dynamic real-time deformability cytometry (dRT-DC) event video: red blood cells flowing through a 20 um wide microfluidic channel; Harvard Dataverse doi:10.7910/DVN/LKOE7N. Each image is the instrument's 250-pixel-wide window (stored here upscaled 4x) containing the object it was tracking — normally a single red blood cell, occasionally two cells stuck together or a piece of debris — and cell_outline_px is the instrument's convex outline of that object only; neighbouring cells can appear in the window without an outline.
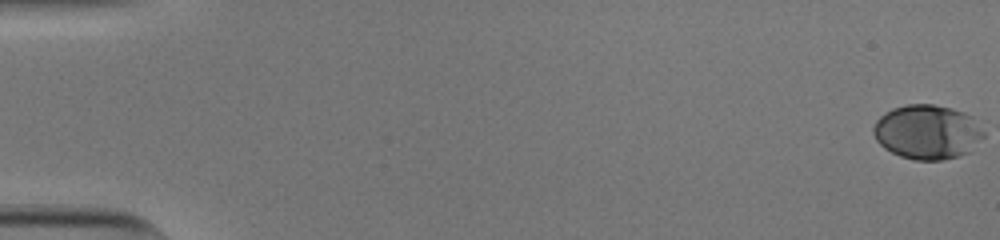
{"species": "human", "species_latin": "Homo sapiens", "temperature_condition": "cold", "stored_images_in_passage": 55, "camera_frame_rate_fps": 3000, "um_per_image_px": 0.085, "donor": {"sex": "male"}, "frame": {"image": 1, "passage_image": 1, "time_ms": 0.0, "image_size_px": [1000, 240], "cell_outline_px": [[984, 136], [972, 152], [960, 156], [944, 160], [916, 160], [900, 156], [884, 148], [876, 140], [872, 132], [872, 128], [876, 120], [884, 112], [892, 108], [908, 104], [932, 104], [952, 108], [964, 112], [972, 116], [984, 132]], "centroid_in_image_um": [78.83, 11.22], "position_along_channel_um": 6.2, "area_um2": 35.43}}
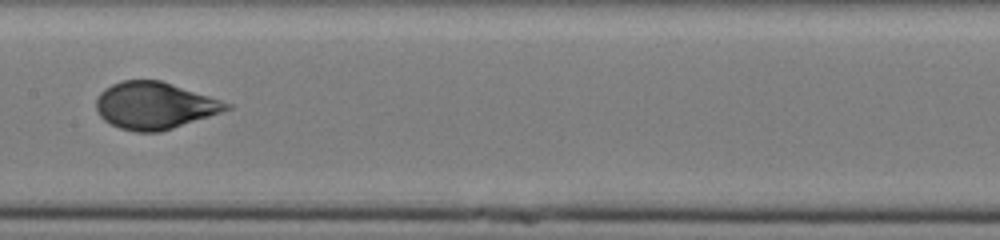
{"frame": {"image": 2, "passage_image": 30, "time_ms": 9.667, "image_size_px": [1000, 240], "cell_outline_px": [[232, 108], [160, 132], [136, 132], [120, 128], [104, 120], [100, 116], [96, 108], [96, 100], [100, 92], [104, 88], [120, 80], [160, 80], [232, 104]], "centroid_in_image_um": [13.09, 8.97], "position_along_channel_um": 194.3, "area_um2": 35.26}}
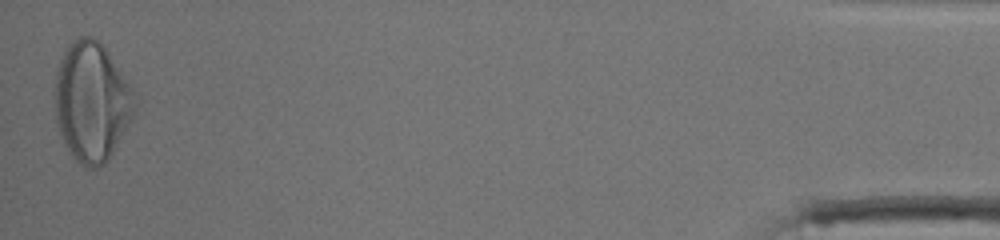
{"frame": {"image": 3, "passage_image": 55, "time_ms": 18.0, "image_size_px": [1000, 240], "cell_outline_px": [[136, 92], [132, 120], [108, 160], [104, 164], [96, 168], [88, 168], [80, 164], [72, 156], [64, 144], [56, 120], [56, 68], [68, 44], [72, 40], [80, 36], [92, 36], [100, 40], [104, 44]], "centroid_in_image_um": [7.82, 8.62], "position_along_channel_um": 427.4, "area_um2": 55.95}, "authors_computed_cell_mechanics": {"area_um2": 35.258, "velocity_mm_per_s": 3.8105, "shape_relaxation_time_tau1_ms": 5.0552, "shape_relaxation_time_tau2_ms": null, "deformation_change_tau1": 0.1958, "deformation_change_tau2": null}}